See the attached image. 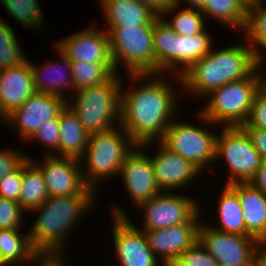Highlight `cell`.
Masks as SVG:
<instances>
[{
  "label": "cell",
  "mask_w": 266,
  "mask_h": 266,
  "mask_svg": "<svg viewBox=\"0 0 266 266\" xmlns=\"http://www.w3.org/2000/svg\"><path fill=\"white\" fill-rule=\"evenodd\" d=\"M145 148H147L146 145H136L126 157L118 173V176H122V183L135 207L162 192L155 178L151 158L143 152Z\"/></svg>",
  "instance_id": "9a60e30c"
},
{
  "label": "cell",
  "mask_w": 266,
  "mask_h": 266,
  "mask_svg": "<svg viewBox=\"0 0 266 266\" xmlns=\"http://www.w3.org/2000/svg\"><path fill=\"white\" fill-rule=\"evenodd\" d=\"M216 138V160L224 158L229 168L226 185L249 182L263 161L241 126L223 127Z\"/></svg>",
  "instance_id": "ba28073f"
},
{
  "label": "cell",
  "mask_w": 266,
  "mask_h": 266,
  "mask_svg": "<svg viewBox=\"0 0 266 266\" xmlns=\"http://www.w3.org/2000/svg\"><path fill=\"white\" fill-rule=\"evenodd\" d=\"M195 199L175 192L162 191L137 208L143 212L142 231L164 229L179 224H201L200 206ZM200 209V210H199Z\"/></svg>",
  "instance_id": "30bf717a"
},
{
  "label": "cell",
  "mask_w": 266,
  "mask_h": 266,
  "mask_svg": "<svg viewBox=\"0 0 266 266\" xmlns=\"http://www.w3.org/2000/svg\"><path fill=\"white\" fill-rule=\"evenodd\" d=\"M23 178V163L11 173L5 175L0 181V197L15 202L19 201Z\"/></svg>",
  "instance_id": "f35d334b"
},
{
  "label": "cell",
  "mask_w": 266,
  "mask_h": 266,
  "mask_svg": "<svg viewBox=\"0 0 266 266\" xmlns=\"http://www.w3.org/2000/svg\"><path fill=\"white\" fill-rule=\"evenodd\" d=\"M63 259V255H39L35 261L38 262V266H66Z\"/></svg>",
  "instance_id": "ee69618b"
},
{
  "label": "cell",
  "mask_w": 266,
  "mask_h": 266,
  "mask_svg": "<svg viewBox=\"0 0 266 266\" xmlns=\"http://www.w3.org/2000/svg\"><path fill=\"white\" fill-rule=\"evenodd\" d=\"M170 266H217L216 259L197 241L182 252Z\"/></svg>",
  "instance_id": "d590c367"
},
{
  "label": "cell",
  "mask_w": 266,
  "mask_h": 266,
  "mask_svg": "<svg viewBox=\"0 0 266 266\" xmlns=\"http://www.w3.org/2000/svg\"><path fill=\"white\" fill-rule=\"evenodd\" d=\"M142 4L148 6L158 16H162L163 13L174 6L175 0H138Z\"/></svg>",
  "instance_id": "b9f144b4"
},
{
  "label": "cell",
  "mask_w": 266,
  "mask_h": 266,
  "mask_svg": "<svg viewBox=\"0 0 266 266\" xmlns=\"http://www.w3.org/2000/svg\"><path fill=\"white\" fill-rule=\"evenodd\" d=\"M247 8L248 3L245 0H206L201 11L205 19L214 18L225 26L243 32L247 20Z\"/></svg>",
  "instance_id": "f1b7e54d"
},
{
  "label": "cell",
  "mask_w": 266,
  "mask_h": 266,
  "mask_svg": "<svg viewBox=\"0 0 266 266\" xmlns=\"http://www.w3.org/2000/svg\"><path fill=\"white\" fill-rule=\"evenodd\" d=\"M112 240L119 266H158L159 259L148 246L144 231L138 229L119 206H112Z\"/></svg>",
  "instance_id": "8fae6325"
},
{
  "label": "cell",
  "mask_w": 266,
  "mask_h": 266,
  "mask_svg": "<svg viewBox=\"0 0 266 266\" xmlns=\"http://www.w3.org/2000/svg\"><path fill=\"white\" fill-rule=\"evenodd\" d=\"M0 4L9 13V16L25 28L34 30L44 26L43 13L38 0H0Z\"/></svg>",
  "instance_id": "d6a6232c"
},
{
  "label": "cell",
  "mask_w": 266,
  "mask_h": 266,
  "mask_svg": "<svg viewBox=\"0 0 266 266\" xmlns=\"http://www.w3.org/2000/svg\"><path fill=\"white\" fill-rule=\"evenodd\" d=\"M36 93L30 59L17 67L1 70L0 117L4 119Z\"/></svg>",
  "instance_id": "d6986e66"
},
{
  "label": "cell",
  "mask_w": 266,
  "mask_h": 266,
  "mask_svg": "<svg viewBox=\"0 0 266 266\" xmlns=\"http://www.w3.org/2000/svg\"><path fill=\"white\" fill-rule=\"evenodd\" d=\"M264 2V0H257L248 4L247 20L244 32H242L243 36H246L247 41L245 42H248L256 58L260 61V65L265 62V56H263L265 53L259 48L266 50V4L264 5Z\"/></svg>",
  "instance_id": "f546056e"
},
{
  "label": "cell",
  "mask_w": 266,
  "mask_h": 266,
  "mask_svg": "<svg viewBox=\"0 0 266 266\" xmlns=\"http://www.w3.org/2000/svg\"><path fill=\"white\" fill-rule=\"evenodd\" d=\"M108 35L116 72L123 65L128 74L156 73L153 25L113 27Z\"/></svg>",
  "instance_id": "52a82bcc"
},
{
  "label": "cell",
  "mask_w": 266,
  "mask_h": 266,
  "mask_svg": "<svg viewBox=\"0 0 266 266\" xmlns=\"http://www.w3.org/2000/svg\"><path fill=\"white\" fill-rule=\"evenodd\" d=\"M27 158L28 156L23 152L19 153V150H0V181L8 173L15 171Z\"/></svg>",
  "instance_id": "ab89813d"
},
{
  "label": "cell",
  "mask_w": 266,
  "mask_h": 266,
  "mask_svg": "<svg viewBox=\"0 0 266 266\" xmlns=\"http://www.w3.org/2000/svg\"><path fill=\"white\" fill-rule=\"evenodd\" d=\"M41 142L50 151L44 155L57 156L59 152V141H60V125L59 119H49L44 121L33 134V136L28 140V142ZM57 153H56V152Z\"/></svg>",
  "instance_id": "e575fe53"
},
{
  "label": "cell",
  "mask_w": 266,
  "mask_h": 266,
  "mask_svg": "<svg viewBox=\"0 0 266 266\" xmlns=\"http://www.w3.org/2000/svg\"><path fill=\"white\" fill-rule=\"evenodd\" d=\"M0 266H6L1 259H0Z\"/></svg>",
  "instance_id": "c3c4849f"
},
{
  "label": "cell",
  "mask_w": 266,
  "mask_h": 266,
  "mask_svg": "<svg viewBox=\"0 0 266 266\" xmlns=\"http://www.w3.org/2000/svg\"><path fill=\"white\" fill-rule=\"evenodd\" d=\"M122 78L116 72L104 83L78 89L71 94L72 97L69 96L67 106L77 115L89 135L112 130L117 124L119 126Z\"/></svg>",
  "instance_id": "5b68a950"
},
{
  "label": "cell",
  "mask_w": 266,
  "mask_h": 266,
  "mask_svg": "<svg viewBox=\"0 0 266 266\" xmlns=\"http://www.w3.org/2000/svg\"><path fill=\"white\" fill-rule=\"evenodd\" d=\"M264 86H266V77L264 76Z\"/></svg>",
  "instance_id": "f907efd6"
},
{
  "label": "cell",
  "mask_w": 266,
  "mask_h": 266,
  "mask_svg": "<svg viewBox=\"0 0 266 266\" xmlns=\"http://www.w3.org/2000/svg\"><path fill=\"white\" fill-rule=\"evenodd\" d=\"M44 162H35L29 158L42 172L49 197L69 195H94L96 192L84 181L81 160L43 155Z\"/></svg>",
  "instance_id": "4fadbf2b"
},
{
  "label": "cell",
  "mask_w": 266,
  "mask_h": 266,
  "mask_svg": "<svg viewBox=\"0 0 266 266\" xmlns=\"http://www.w3.org/2000/svg\"><path fill=\"white\" fill-rule=\"evenodd\" d=\"M94 197L96 195L49 197L31 210L33 213L40 212L28 232L34 250L39 255H63L66 237H69L76 222L81 220L79 218L93 206Z\"/></svg>",
  "instance_id": "3957f363"
},
{
  "label": "cell",
  "mask_w": 266,
  "mask_h": 266,
  "mask_svg": "<svg viewBox=\"0 0 266 266\" xmlns=\"http://www.w3.org/2000/svg\"><path fill=\"white\" fill-rule=\"evenodd\" d=\"M157 143L159 148L150 158L157 184L162 191L175 192L200 177L202 171L191 161L169 150L160 141Z\"/></svg>",
  "instance_id": "e0dca14e"
},
{
  "label": "cell",
  "mask_w": 266,
  "mask_h": 266,
  "mask_svg": "<svg viewBox=\"0 0 266 266\" xmlns=\"http://www.w3.org/2000/svg\"><path fill=\"white\" fill-rule=\"evenodd\" d=\"M39 254L31 246L28 231L0 229V259L6 266H18L35 262Z\"/></svg>",
  "instance_id": "d4e9b609"
},
{
  "label": "cell",
  "mask_w": 266,
  "mask_h": 266,
  "mask_svg": "<svg viewBox=\"0 0 266 266\" xmlns=\"http://www.w3.org/2000/svg\"><path fill=\"white\" fill-rule=\"evenodd\" d=\"M107 33L113 27L153 25L159 17L138 0H100Z\"/></svg>",
  "instance_id": "44dd1931"
},
{
  "label": "cell",
  "mask_w": 266,
  "mask_h": 266,
  "mask_svg": "<svg viewBox=\"0 0 266 266\" xmlns=\"http://www.w3.org/2000/svg\"><path fill=\"white\" fill-rule=\"evenodd\" d=\"M250 46L243 43L220 50H212L193 63L183 74L176 76L181 86L199 98L207 96L229 82L248 77L258 66Z\"/></svg>",
  "instance_id": "7a4b0ae2"
},
{
  "label": "cell",
  "mask_w": 266,
  "mask_h": 266,
  "mask_svg": "<svg viewBox=\"0 0 266 266\" xmlns=\"http://www.w3.org/2000/svg\"><path fill=\"white\" fill-rule=\"evenodd\" d=\"M176 39L177 33L159 16L153 23L156 73L176 72Z\"/></svg>",
  "instance_id": "cb8c5ba5"
},
{
  "label": "cell",
  "mask_w": 266,
  "mask_h": 266,
  "mask_svg": "<svg viewBox=\"0 0 266 266\" xmlns=\"http://www.w3.org/2000/svg\"><path fill=\"white\" fill-rule=\"evenodd\" d=\"M255 188L266 194V160H263L255 176L249 181Z\"/></svg>",
  "instance_id": "7bdbcfd3"
},
{
  "label": "cell",
  "mask_w": 266,
  "mask_h": 266,
  "mask_svg": "<svg viewBox=\"0 0 266 266\" xmlns=\"http://www.w3.org/2000/svg\"><path fill=\"white\" fill-rule=\"evenodd\" d=\"M198 241L217 261V266H250L261 243L252 236L218 231L201 222Z\"/></svg>",
  "instance_id": "7c38bea8"
},
{
  "label": "cell",
  "mask_w": 266,
  "mask_h": 266,
  "mask_svg": "<svg viewBox=\"0 0 266 266\" xmlns=\"http://www.w3.org/2000/svg\"><path fill=\"white\" fill-rule=\"evenodd\" d=\"M251 139L253 147L260 153L263 160H266V130L258 128H243Z\"/></svg>",
  "instance_id": "60d3db41"
},
{
  "label": "cell",
  "mask_w": 266,
  "mask_h": 266,
  "mask_svg": "<svg viewBox=\"0 0 266 266\" xmlns=\"http://www.w3.org/2000/svg\"><path fill=\"white\" fill-rule=\"evenodd\" d=\"M48 198L49 194L42 172L28 157L23 162V178L18 203L25 212H30Z\"/></svg>",
  "instance_id": "83f0119b"
},
{
  "label": "cell",
  "mask_w": 266,
  "mask_h": 266,
  "mask_svg": "<svg viewBox=\"0 0 266 266\" xmlns=\"http://www.w3.org/2000/svg\"><path fill=\"white\" fill-rule=\"evenodd\" d=\"M262 65L248 77L214 89L204 98L206 105L198 111L200 121L220 123L222 127L242 126L250 113L255 94L264 85ZM262 72V74H261Z\"/></svg>",
  "instance_id": "277c9868"
},
{
  "label": "cell",
  "mask_w": 266,
  "mask_h": 266,
  "mask_svg": "<svg viewBox=\"0 0 266 266\" xmlns=\"http://www.w3.org/2000/svg\"><path fill=\"white\" fill-rule=\"evenodd\" d=\"M241 127L266 130V86L255 94L248 118Z\"/></svg>",
  "instance_id": "74e56055"
},
{
  "label": "cell",
  "mask_w": 266,
  "mask_h": 266,
  "mask_svg": "<svg viewBox=\"0 0 266 266\" xmlns=\"http://www.w3.org/2000/svg\"><path fill=\"white\" fill-rule=\"evenodd\" d=\"M67 97L36 92L19 108L10 113L4 120L9 127L16 129L21 139L28 141L38 127L49 119H59V114L67 105Z\"/></svg>",
  "instance_id": "5bb4252c"
},
{
  "label": "cell",
  "mask_w": 266,
  "mask_h": 266,
  "mask_svg": "<svg viewBox=\"0 0 266 266\" xmlns=\"http://www.w3.org/2000/svg\"><path fill=\"white\" fill-rule=\"evenodd\" d=\"M54 46L70 61L113 63L109 35L95 25L60 39Z\"/></svg>",
  "instance_id": "2e32d148"
},
{
  "label": "cell",
  "mask_w": 266,
  "mask_h": 266,
  "mask_svg": "<svg viewBox=\"0 0 266 266\" xmlns=\"http://www.w3.org/2000/svg\"><path fill=\"white\" fill-rule=\"evenodd\" d=\"M24 211L18 202L0 197V229L21 230Z\"/></svg>",
  "instance_id": "8d00e7d4"
},
{
  "label": "cell",
  "mask_w": 266,
  "mask_h": 266,
  "mask_svg": "<svg viewBox=\"0 0 266 266\" xmlns=\"http://www.w3.org/2000/svg\"><path fill=\"white\" fill-rule=\"evenodd\" d=\"M136 145L121 126L90 135L85 154L81 158L82 161L86 160L85 168L82 166L86 185L96 191L102 180L117 176L121 165Z\"/></svg>",
  "instance_id": "8992f818"
},
{
  "label": "cell",
  "mask_w": 266,
  "mask_h": 266,
  "mask_svg": "<svg viewBox=\"0 0 266 266\" xmlns=\"http://www.w3.org/2000/svg\"><path fill=\"white\" fill-rule=\"evenodd\" d=\"M127 75L132 82L142 81L143 85L137 84L136 88L130 85V91L122 85L119 126L137 145L149 147L163 138L171 120L175 119L177 91L160 73ZM147 78L150 80L143 83Z\"/></svg>",
  "instance_id": "6da1fadb"
},
{
  "label": "cell",
  "mask_w": 266,
  "mask_h": 266,
  "mask_svg": "<svg viewBox=\"0 0 266 266\" xmlns=\"http://www.w3.org/2000/svg\"><path fill=\"white\" fill-rule=\"evenodd\" d=\"M205 29L195 35L184 36L177 34L176 39V74L180 76L193 63L202 59L212 50V35Z\"/></svg>",
  "instance_id": "484cf974"
},
{
  "label": "cell",
  "mask_w": 266,
  "mask_h": 266,
  "mask_svg": "<svg viewBox=\"0 0 266 266\" xmlns=\"http://www.w3.org/2000/svg\"><path fill=\"white\" fill-rule=\"evenodd\" d=\"M205 1L206 0H175V3L176 5L181 6V2L182 4H184L183 2H186L189 4L188 8L201 10L205 5Z\"/></svg>",
  "instance_id": "bcb514c9"
},
{
  "label": "cell",
  "mask_w": 266,
  "mask_h": 266,
  "mask_svg": "<svg viewBox=\"0 0 266 266\" xmlns=\"http://www.w3.org/2000/svg\"><path fill=\"white\" fill-rule=\"evenodd\" d=\"M218 201L217 213L221 225L213 228L230 234L251 236L246 232L244 213L238 195L229 185H224Z\"/></svg>",
  "instance_id": "4316f807"
},
{
  "label": "cell",
  "mask_w": 266,
  "mask_h": 266,
  "mask_svg": "<svg viewBox=\"0 0 266 266\" xmlns=\"http://www.w3.org/2000/svg\"><path fill=\"white\" fill-rule=\"evenodd\" d=\"M179 8L180 6L175 4L170 9L166 10L161 16L162 18H165L167 14L171 15L175 12L172 20L165 18V21L177 34L191 36L198 34L205 29L206 19L200 9L182 8L179 10Z\"/></svg>",
  "instance_id": "1f68e13d"
},
{
  "label": "cell",
  "mask_w": 266,
  "mask_h": 266,
  "mask_svg": "<svg viewBox=\"0 0 266 266\" xmlns=\"http://www.w3.org/2000/svg\"><path fill=\"white\" fill-rule=\"evenodd\" d=\"M248 4L256 2L257 0H245Z\"/></svg>",
  "instance_id": "7dc6e473"
},
{
  "label": "cell",
  "mask_w": 266,
  "mask_h": 266,
  "mask_svg": "<svg viewBox=\"0 0 266 266\" xmlns=\"http://www.w3.org/2000/svg\"><path fill=\"white\" fill-rule=\"evenodd\" d=\"M56 53H58L57 56H59L61 63H59L60 61H57V63L56 61L54 62V60L53 62H49L48 60V63L44 64V66L41 65L38 68V66L30 61V67L36 92L52 94L65 98L63 94V90L65 88H67L66 91H68L69 88V91L71 89V91H73L72 93L75 92L71 64L70 60L58 49ZM61 70H66V72Z\"/></svg>",
  "instance_id": "7402d4cb"
},
{
  "label": "cell",
  "mask_w": 266,
  "mask_h": 266,
  "mask_svg": "<svg viewBox=\"0 0 266 266\" xmlns=\"http://www.w3.org/2000/svg\"><path fill=\"white\" fill-rule=\"evenodd\" d=\"M199 226L200 224H179L144 231V234L153 254L161 260V265L170 266L182 252L198 241Z\"/></svg>",
  "instance_id": "ac0fdd59"
},
{
  "label": "cell",
  "mask_w": 266,
  "mask_h": 266,
  "mask_svg": "<svg viewBox=\"0 0 266 266\" xmlns=\"http://www.w3.org/2000/svg\"><path fill=\"white\" fill-rule=\"evenodd\" d=\"M250 266H266V248L262 244L255 251Z\"/></svg>",
  "instance_id": "f6af8a7d"
},
{
  "label": "cell",
  "mask_w": 266,
  "mask_h": 266,
  "mask_svg": "<svg viewBox=\"0 0 266 266\" xmlns=\"http://www.w3.org/2000/svg\"><path fill=\"white\" fill-rule=\"evenodd\" d=\"M60 157H70L81 160L89 141V134L77 118V115L66 105L59 114Z\"/></svg>",
  "instance_id": "603a6c76"
},
{
  "label": "cell",
  "mask_w": 266,
  "mask_h": 266,
  "mask_svg": "<svg viewBox=\"0 0 266 266\" xmlns=\"http://www.w3.org/2000/svg\"><path fill=\"white\" fill-rule=\"evenodd\" d=\"M229 186L238 195L246 232L262 244L266 240V194L250 182H236Z\"/></svg>",
  "instance_id": "ffe728a7"
},
{
  "label": "cell",
  "mask_w": 266,
  "mask_h": 266,
  "mask_svg": "<svg viewBox=\"0 0 266 266\" xmlns=\"http://www.w3.org/2000/svg\"><path fill=\"white\" fill-rule=\"evenodd\" d=\"M74 90L99 85L116 73L113 63L70 61Z\"/></svg>",
  "instance_id": "4dcf8cb0"
},
{
  "label": "cell",
  "mask_w": 266,
  "mask_h": 266,
  "mask_svg": "<svg viewBox=\"0 0 266 266\" xmlns=\"http://www.w3.org/2000/svg\"><path fill=\"white\" fill-rule=\"evenodd\" d=\"M262 245L266 248V240L262 243Z\"/></svg>",
  "instance_id": "681fc988"
},
{
  "label": "cell",
  "mask_w": 266,
  "mask_h": 266,
  "mask_svg": "<svg viewBox=\"0 0 266 266\" xmlns=\"http://www.w3.org/2000/svg\"><path fill=\"white\" fill-rule=\"evenodd\" d=\"M17 41L12 26L0 18V70L17 67L27 60Z\"/></svg>",
  "instance_id": "836d02e7"
},
{
  "label": "cell",
  "mask_w": 266,
  "mask_h": 266,
  "mask_svg": "<svg viewBox=\"0 0 266 266\" xmlns=\"http://www.w3.org/2000/svg\"><path fill=\"white\" fill-rule=\"evenodd\" d=\"M217 135L202 126L172 120L160 142L204 172L205 167L215 163Z\"/></svg>",
  "instance_id": "9c48e42d"
}]
</instances>
